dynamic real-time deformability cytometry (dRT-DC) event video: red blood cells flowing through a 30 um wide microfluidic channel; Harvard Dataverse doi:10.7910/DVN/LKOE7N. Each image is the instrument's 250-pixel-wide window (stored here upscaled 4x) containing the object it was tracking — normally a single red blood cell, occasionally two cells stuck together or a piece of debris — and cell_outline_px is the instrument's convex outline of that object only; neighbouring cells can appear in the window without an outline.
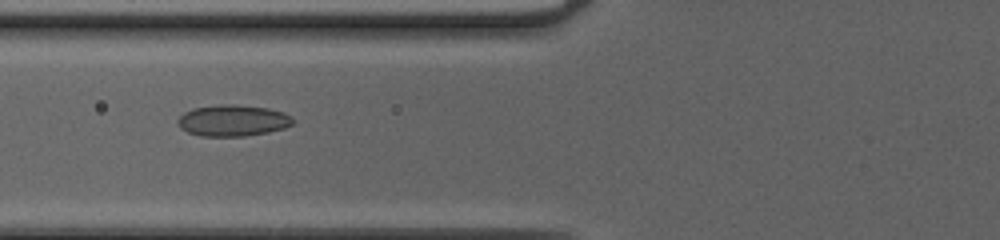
{"species": "common noctule bat (a hibernating species)", "species_latin": "Nyctalus noctula", "temperature_condition": "cold", "stored_images_in_passage": 52, "camera_frame_rate_fps": 3000, "um_per_image_px": 0.085, "animal": {"sex": "female", "body_mass_g": 20.0, "forearm_length_mm": 54.0}, "frame": {"image": 1, "passage_image": 23, "time_ms": 7.333, "image_size_px": [1000, 240], "cell_outline_px": [[296, 120], [292, 124], [284, 128], [268, 132], [244, 136], [200, 136], [188, 132], [180, 128], [176, 120], [184, 112], [192, 108], [220, 104], [232, 104], [268, 108], [284, 112], [292, 116]], "centroid_in_image_um": [19.79, 10.24], "position_along_channel_um": 106.0, "area_um2": 21.21}}
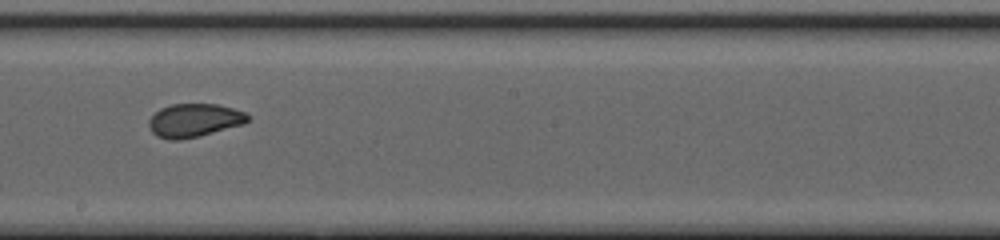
{"frame": {"image": 2, "passage_image": 32, "time_ms": 10.333, "image_size_px": [1000, 240], "cell_outline_px": [[252, 116], [244, 124], [200, 136], [180, 140], [168, 140], [156, 136], [152, 132], [148, 124], [148, 120], [160, 108], [172, 104], [216, 104], [232, 108], [244, 112]], "centroid_in_image_um": [16.51, 10.24], "position_along_channel_um": 231.7, "area_um2": 19.36}}
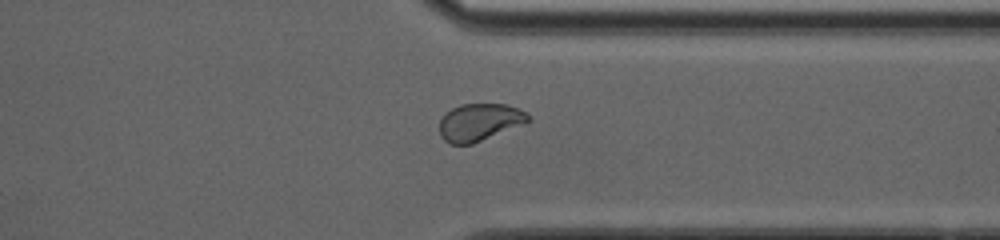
{"frame": {"image": 3, "passage_image": 42, "time_ms": 13.667, "image_size_px": [1000, 240], "cell_outline_px": [[532, 120], [524, 124], [472, 144], [452, 144], [444, 140], [440, 136], [440, 120], [452, 108], [460, 104], [508, 104], [520, 108]], "centroid_in_image_um": [40.78, 10.38], "position_along_channel_um": 370.6, "area_um2": 19.25}, "authors_computed_cell_mechanics": {"area_um2": 20.23, "velocity_mm_per_s": 4.1679, "shape_relaxation_time_tau1_ms": null, "shape_relaxation_time_tau2_ms": 0.7203, "deformation_change_tau1": null, "deformation_change_tau2": 0.0429}}